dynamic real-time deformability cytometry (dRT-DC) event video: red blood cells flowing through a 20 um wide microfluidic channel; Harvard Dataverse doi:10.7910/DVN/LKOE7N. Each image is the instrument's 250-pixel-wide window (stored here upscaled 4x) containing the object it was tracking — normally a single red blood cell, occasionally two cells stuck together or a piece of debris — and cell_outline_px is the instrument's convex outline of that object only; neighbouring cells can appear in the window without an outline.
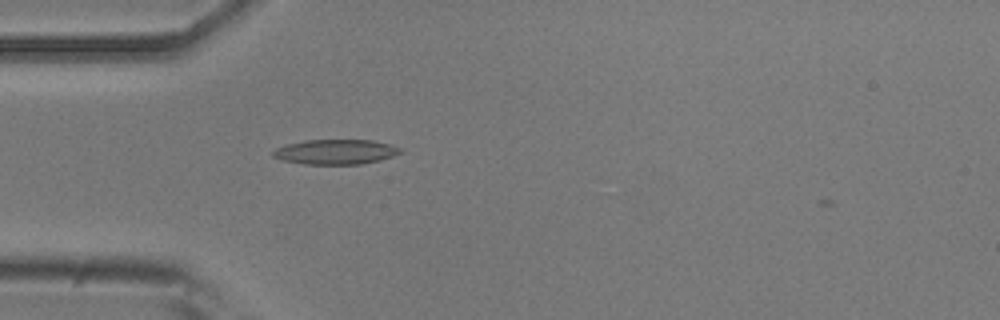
{"species": "common noctule bat (a hibernating species)", "species_latin": "Nyctalus noctula", "temperature_condition": "room temperature", "stored_images_in_passage": 5, "camera_frame_rate_fps": 3000, "um_per_image_px": 0.085, "animal": {"sex": "male", "body_mass_g": 20.5, "forearm_length_mm": 52.5}, "frame": {"image": 1, "passage_image": 4, "time_ms": 1.0, "image_size_px": [1000, 320], "cell_outline_px": [[404, 152], [380, 160], [360, 164], [304, 164], [284, 160], [272, 156], [272, 152], [276, 148], [284, 144], [304, 140], [372, 140], [392, 144], [404, 148]], "centroid_in_image_um": [28.57, 12.89], "position_along_channel_um": 56.4, "area_um2": 18.67}}